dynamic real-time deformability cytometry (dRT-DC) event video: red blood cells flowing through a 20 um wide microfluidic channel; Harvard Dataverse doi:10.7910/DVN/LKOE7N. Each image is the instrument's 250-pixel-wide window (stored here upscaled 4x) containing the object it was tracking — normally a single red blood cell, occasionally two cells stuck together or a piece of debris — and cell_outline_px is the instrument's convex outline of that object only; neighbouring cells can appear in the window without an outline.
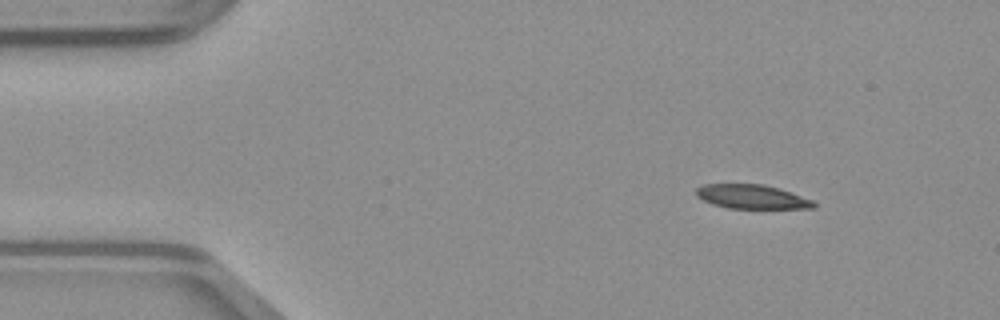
{"species": "common noctule bat (a hibernating species)", "species_latin": "Nyctalus noctula", "temperature_condition": "warm", "stored_images_in_passage": 44, "camera_frame_rate_fps": 3000, "um_per_image_px": 0.085, "animal": {"sex": "male", "body_mass_g": 23.1, "forearm_length_mm": 52.7}, "frame": {"image": 1, "passage_image": 1, "time_ms": 0.0, "image_size_px": [1000, 320], "cell_outline_px": [[816, 208], [728, 208], [712, 204], [696, 196], [696, 188], [704, 184], [764, 184], [780, 188], [792, 192], [812, 200], [816, 204]], "centroid_in_image_um": [63.91, 16.71], "position_along_channel_um": 21.1, "area_um2": 16.53}}
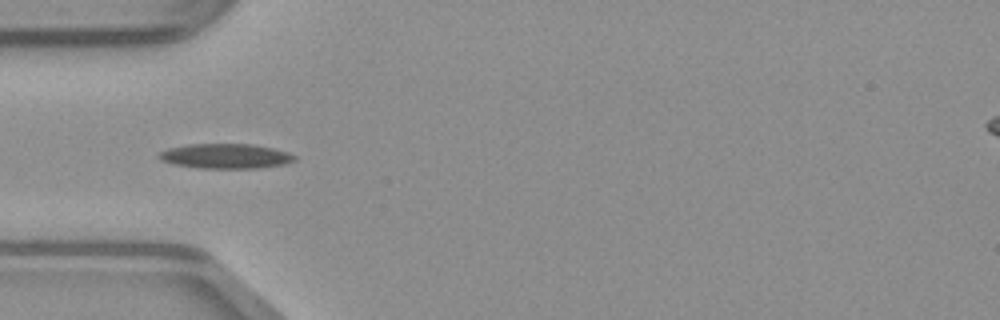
{"frame": {"image": 2, "passage_image": 10, "time_ms": 3.0, "image_size_px": [1000, 320], "cell_outline_px": [[296, 160], [284, 164], [256, 168], [200, 168], [176, 164], [160, 160], [156, 156], [160, 152], [168, 148], [188, 144], [252, 144], [272, 148], [288, 152], [296, 156]], "centroid_in_image_um": [19.17, 13.26], "position_along_channel_um": 65.8, "area_um2": 19.54}}
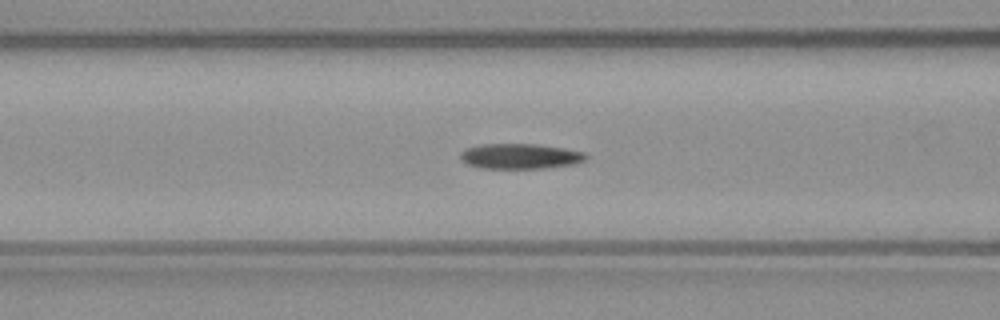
{"frame": {"image": 3, "passage_image": 14, "time_ms": 4.333, "image_size_px": [1000, 320], "cell_outline_px": [[588, 156], [584, 160], [572, 164], [544, 168], [480, 168], [468, 164], [460, 160], [460, 152], [468, 148], [480, 144], [536, 144], [564, 148], [584, 152]], "centroid_in_image_um": [44.19, 13.27], "position_along_channel_um": 122.4, "area_um2": 18.38}}